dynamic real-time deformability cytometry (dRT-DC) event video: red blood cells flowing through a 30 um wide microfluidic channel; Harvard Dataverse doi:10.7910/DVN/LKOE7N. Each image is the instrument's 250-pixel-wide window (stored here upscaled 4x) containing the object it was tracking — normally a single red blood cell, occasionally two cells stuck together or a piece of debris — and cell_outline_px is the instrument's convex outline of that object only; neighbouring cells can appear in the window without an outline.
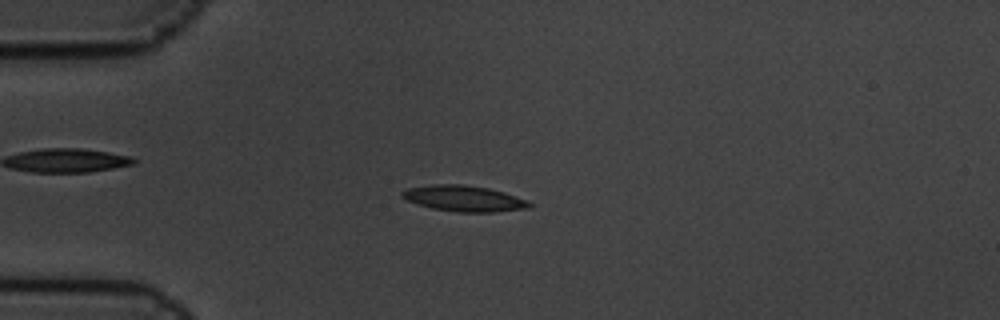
{"species": "common noctule bat (a hibernating species)", "species_latin": "Nyctalus noctula", "temperature_condition": "cold", "stored_images_in_passage": 5, "camera_frame_rate_fps": 3000, "um_per_image_px": 0.085, "animal": {"sex": "male", "body_mass_g": 19.5, "forearm_length_mm": 54.6}, "frame": {"image": 1, "passage_image": 4, "time_ms": 1.0, "image_size_px": [1000, 320], "cell_outline_px": [[532, 204], [528, 208], [496, 212], [456, 212], [432, 208], [416, 204], [400, 196], [400, 192], [408, 188], [432, 184], [464, 184], [488, 188], [504, 192], [528, 200]], "centroid_in_image_um": [39.43, 16.87], "position_along_channel_um": 45.6, "area_um2": 19.31}}